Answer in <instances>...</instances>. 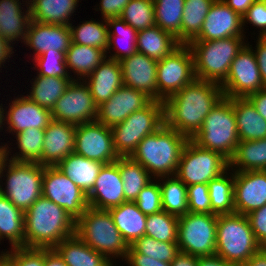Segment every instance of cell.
I'll list each match as a JSON object with an SVG mask.
<instances>
[{"mask_svg": "<svg viewBox=\"0 0 266 266\" xmlns=\"http://www.w3.org/2000/svg\"><path fill=\"white\" fill-rule=\"evenodd\" d=\"M2 106H0V127H1V125L3 124L2 122H3V120H5L4 118V110H3V108H1Z\"/></svg>", "mask_w": 266, "mask_h": 266, "instance_id": "64", "label": "cell"}, {"mask_svg": "<svg viewBox=\"0 0 266 266\" xmlns=\"http://www.w3.org/2000/svg\"><path fill=\"white\" fill-rule=\"evenodd\" d=\"M130 0H101V14L103 19L120 17L123 9Z\"/></svg>", "mask_w": 266, "mask_h": 266, "instance_id": "54", "label": "cell"}, {"mask_svg": "<svg viewBox=\"0 0 266 266\" xmlns=\"http://www.w3.org/2000/svg\"><path fill=\"white\" fill-rule=\"evenodd\" d=\"M108 211L128 246L145 235L147 216L139 210L135 202L126 201Z\"/></svg>", "mask_w": 266, "mask_h": 266, "instance_id": "26", "label": "cell"}, {"mask_svg": "<svg viewBox=\"0 0 266 266\" xmlns=\"http://www.w3.org/2000/svg\"><path fill=\"white\" fill-rule=\"evenodd\" d=\"M86 21L77 28L69 25L72 43L102 49L105 53L109 46V27L107 22Z\"/></svg>", "mask_w": 266, "mask_h": 266, "instance_id": "42", "label": "cell"}, {"mask_svg": "<svg viewBox=\"0 0 266 266\" xmlns=\"http://www.w3.org/2000/svg\"><path fill=\"white\" fill-rule=\"evenodd\" d=\"M198 266H238L219 257L218 255L199 257Z\"/></svg>", "mask_w": 266, "mask_h": 266, "instance_id": "60", "label": "cell"}, {"mask_svg": "<svg viewBox=\"0 0 266 266\" xmlns=\"http://www.w3.org/2000/svg\"><path fill=\"white\" fill-rule=\"evenodd\" d=\"M87 198L90 207L104 210L126 202L118 160L102 166Z\"/></svg>", "mask_w": 266, "mask_h": 266, "instance_id": "21", "label": "cell"}, {"mask_svg": "<svg viewBox=\"0 0 266 266\" xmlns=\"http://www.w3.org/2000/svg\"><path fill=\"white\" fill-rule=\"evenodd\" d=\"M7 147L3 146L0 157V178L8 166L6 190L0 186V193L8 198L17 208L27 211L42 196V178L44 166L34 162H19L8 159ZM9 160V163L6 162ZM9 164V165H6ZM4 169V170H3Z\"/></svg>", "mask_w": 266, "mask_h": 266, "instance_id": "8", "label": "cell"}, {"mask_svg": "<svg viewBox=\"0 0 266 266\" xmlns=\"http://www.w3.org/2000/svg\"><path fill=\"white\" fill-rule=\"evenodd\" d=\"M152 101L146 93L123 85L109 100L98 106L96 121L113 127L122 123L133 112L147 107Z\"/></svg>", "mask_w": 266, "mask_h": 266, "instance_id": "17", "label": "cell"}, {"mask_svg": "<svg viewBox=\"0 0 266 266\" xmlns=\"http://www.w3.org/2000/svg\"><path fill=\"white\" fill-rule=\"evenodd\" d=\"M87 77L86 84L97 106L109 100L124 85L120 62L111 58L104 59Z\"/></svg>", "mask_w": 266, "mask_h": 266, "instance_id": "25", "label": "cell"}, {"mask_svg": "<svg viewBox=\"0 0 266 266\" xmlns=\"http://www.w3.org/2000/svg\"><path fill=\"white\" fill-rule=\"evenodd\" d=\"M242 18L243 24L247 20L261 29L259 37H266V0H256Z\"/></svg>", "mask_w": 266, "mask_h": 266, "instance_id": "53", "label": "cell"}, {"mask_svg": "<svg viewBox=\"0 0 266 266\" xmlns=\"http://www.w3.org/2000/svg\"><path fill=\"white\" fill-rule=\"evenodd\" d=\"M246 216L257 242L262 248H266V205Z\"/></svg>", "mask_w": 266, "mask_h": 266, "instance_id": "52", "label": "cell"}, {"mask_svg": "<svg viewBox=\"0 0 266 266\" xmlns=\"http://www.w3.org/2000/svg\"><path fill=\"white\" fill-rule=\"evenodd\" d=\"M199 257L179 252L171 261V266H198Z\"/></svg>", "mask_w": 266, "mask_h": 266, "instance_id": "59", "label": "cell"}, {"mask_svg": "<svg viewBox=\"0 0 266 266\" xmlns=\"http://www.w3.org/2000/svg\"><path fill=\"white\" fill-rule=\"evenodd\" d=\"M244 38L233 36L213 41H191L190 47L195 76L198 80L222 85L229 73L233 59L246 45Z\"/></svg>", "mask_w": 266, "mask_h": 266, "instance_id": "4", "label": "cell"}, {"mask_svg": "<svg viewBox=\"0 0 266 266\" xmlns=\"http://www.w3.org/2000/svg\"><path fill=\"white\" fill-rule=\"evenodd\" d=\"M251 49L245 45L233 59L227 78L221 85L225 97L247 98L265 89L255 53Z\"/></svg>", "mask_w": 266, "mask_h": 266, "instance_id": "14", "label": "cell"}, {"mask_svg": "<svg viewBox=\"0 0 266 266\" xmlns=\"http://www.w3.org/2000/svg\"><path fill=\"white\" fill-rule=\"evenodd\" d=\"M180 45L181 43L173 35L157 25L137 32V52L156 61L168 56Z\"/></svg>", "mask_w": 266, "mask_h": 266, "instance_id": "30", "label": "cell"}, {"mask_svg": "<svg viewBox=\"0 0 266 266\" xmlns=\"http://www.w3.org/2000/svg\"><path fill=\"white\" fill-rule=\"evenodd\" d=\"M72 78L37 75L27 96L39 106L52 111L56 101L64 94Z\"/></svg>", "mask_w": 266, "mask_h": 266, "instance_id": "35", "label": "cell"}, {"mask_svg": "<svg viewBox=\"0 0 266 266\" xmlns=\"http://www.w3.org/2000/svg\"><path fill=\"white\" fill-rule=\"evenodd\" d=\"M34 59L41 69L38 75L70 78L66 70V53L50 49Z\"/></svg>", "mask_w": 266, "mask_h": 266, "instance_id": "49", "label": "cell"}, {"mask_svg": "<svg viewBox=\"0 0 266 266\" xmlns=\"http://www.w3.org/2000/svg\"><path fill=\"white\" fill-rule=\"evenodd\" d=\"M0 266H8V265L0 258Z\"/></svg>", "mask_w": 266, "mask_h": 266, "instance_id": "65", "label": "cell"}, {"mask_svg": "<svg viewBox=\"0 0 266 266\" xmlns=\"http://www.w3.org/2000/svg\"><path fill=\"white\" fill-rule=\"evenodd\" d=\"M215 0H185L182 16V44L191 42L201 31Z\"/></svg>", "mask_w": 266, "mask_h": 266, "instance_id": "40", "label": "cell"}, {"mask_svg": "<svg viewBox=\"0 0 266 266\" xmlns=\"http://www.w3.org/2000/svg\"><path fill=\"white\" fill-rule=\"evenodd\" d=\"M233 109L240 141L266 138V120L247 98H233Z\"/></svg>", "mask_w": 266, "mask_h": 266, "instance_id": "27", "label": "cell"}, {"mask_svg": "<svg viewBox=\"0 0 266 266\" xmlns=\"http://www.w3.org/2000/svg\"><path fill=\"white\" fill-rule=\"evenodd\" d=\"M228 169L229 160L222 154L201 148L189 139L182 151L175 175L186 186L208 184Z\"/></svg>", "mask_w": 266, "mask_h": 266, "instance_id": "10", "label": "cell"}, {"mask_svg": "<svg viewBox=\"0 0 266 266\" xmlns=\"http://www.w3.org/2000/svg\"><path fill=\"white\" fill-rule=\"evenodd\" d=\"M44 266H67L58 252L52 248H45V265Z\"/></svg>", "mask_w": 266, "mask_h": 266, "instance_id": "61", "label": "cell"}, {"mask_svg": "<svg viewBox=\"0 0 266 266\" xmlns=\"http://www.w3.org/2000/svg\"><path fill=\"white\" fill-rule=\"evenodd\" d=\"M179 252L177 242H159L143 235L129 246L127 254H144L155 260L171 263Z\"/></svg>", "mask_w": 266, "mask_h": 266, "instance_id": "44", "label": "cell"}, {"mask_svg": "<svg viewBox=\"0 0 266 266\" xmlns=\"http://www.w3.org/2000/svg\"><path fill=\"white\" fill-rule=\"evenodd\" d=\"M189 138L163 124L144 137L130 156L150 174L167 177L176 174L182 151Z\"/></svg>", "mask_w": 266, "mask_h": 266, "instance_id": "3", "label": "cell"}, {"mask_svg": "<svg viewBox=\"0 0 266 266\" xmlns=\"http://www.w3.org/2000/svg\"><path fill=\"white\" fill-rule=\"evenodd\" d=\"M196 79L190 47L181 44L168 56L157 61L158 101L164 102Z\"/></svg>", "mask_w": 266, "mask_h": 266, "instance_id": "12", "label": "cell"}, {"mask_svg": "<svg viewBox=\"0 0 266 266\" xmlns=\"http://www.w3.org/2000/svg\"><path fill=\"white\" fill-rule=\"evenodd\" d=\"M222 1L226 3L233 11H235L241 17H243L247 13V10L256 0H222Z\"/></svg>", "mask_w": 266, "mask_h": 266, "instance_id": "58", "label": "cell"}, {"mask_svg": "<svg viewBox=\"0 0 266 266\" xmlns=\"http://www.w3.org/2000/svg\"><path fill=\"white\" fill-rule=\"evenodd\" d=\"M257 50L255 51V56L261 78L266 88V37H258Z\"/></svg>", "mask_w": 266, "mask_h": 266, "instance_id": "56", "label": "cell"}, {"mask_svg": "<svg viewBox=\"0 0 266 266\" xmlns=\"http://www.w3.org/2000/svg\"><path fill=\"white\" fill-rule=\"evenodd\" d=\"M134 202L146 216L162 211V197L159 183L150 182L140 191Z\"/></svg>", "mask_w": 266, "mask_h": 266, "instance_id": "50", "label": "cell"}, {"mask_svg": "<svg viewBox=\"0 0 266 266\" xmlns=\"http://www.w3.org/2000/svg\"><path fill=\"white\" fill-rule=\"evenodd\" d=\"M118 167L123 181L125 201L134 202L140 191L151 182L150 173L131 157H119Z\"/></svg>", "mask_w": 266, "mask_h": 266, "instance_id": "36", "label": "cell"}, {"mask_svg": "<svg viewBox=\"0 0 266 266\" xmlns=\"http://www.w3.org/2000/svg\"><path fill=\"white\" fill-rule=\"evenodd\" d=\"M3 154V146H0V157L2 156Z\"/></svg>", "mask_w": 266, "mask_h": 266, "instance_id": "66", "label": "cell"}, {"mask_svg": "<svg viewBox=\"0 0 266 266\" xmlns=\"http://www.w3.org/2000/svg\"><path fill=\"white\" fill-rule=\"evenodd\" d=\"M103 165L99 161L72 153L56 166L88 195Z\"/></svg>", "mask_w": 266, "mask_h": 266, "instance_id": "29", "label": "cell"}, {"mask_svg": "<svg viewBox=\"0 0 266 266\" xmlns=\"http://www.w3.org/2000/svg\"><path fill=\"white\" fill-rule=\"evenodd\" d=\"M178 217L162 210L147 215L145 235L159 242H177Z\"/></svg>", "mask_w": 266, "mask_h": 266, "instance_id": "43", "label": "cell"}, {"mask_svg": "<svg viewBox=\"0 0 266 266\" xmlns=\"http://www.w3.org/2000/svg\"><path fill=\"white\" fill-rule=\"evenodd\" d=\"M24 247L55 248L75 235L76 221L64 208L41 196L24 212Z\"/></svg>", "mask_w": 266, "mask_h": 266, "instance_id": "2", "label": "cell"}, {"mask_svg": "<svg viewBox=\"0 0 266 266\" xmlns=\"http://www.w3.org/2000/svg\"><path fill=\"white\" fill-rule=\"evenodd\" d=\"M9 132L19 133L26 129H46L52 121L51 111L31 101L27 96L16 98L7 112Z\"/></svg>", "mask_w": 266, "mask_h": 266, "instance_id": "24", "label": "cell"}, {"mask_svg": "<svg viewBox=\"0 0 266 266\" xmlns=\"http://www.w3.org/2000/svg\"><path fill=\"white\" fill-rule=\"evenodd\" d=\"M243 18L222 0H215L203 22L200 33L192 41H213L233 36L243 37Z\"/></svg>", "mask_w": 266, "mask_h": 266, "instance_id": "19", "label": "cell"}, {"mask_svg": "<svg viewBox=\"0 0 266 266\" xmlns=\"http://www.w3.org/2000/svg\"><path fill=\"white\" fill-rule=\"evenodd\" d=\"M256 111L266 120V88L247 97Z\"/></svg>", "mask_w": 266, "mask_h": 266, "instance_id": "57", "label": "cell"}, {"mask_svg": "<svg viewBox=\"0 0 266 266\" xmlns=\"http://www.w3.org/2000/svg\"><path fill=\"white\" fill-rule=\"evenodd\" d=\"M13 250V251H12ZM0 255L8 266H44L45 248L16 247Z\"/></svg>", "mask_w": 266, "mask_h": 266, "instance_id": "48", "label": "cell"}, {"mask_svg": "<svg viewBox=\"0 0 266 266\" xmlns=\"http://www.w3.org/2000/svg\"><path fill=\"white\" fill-rule=\"evenodd\" d=\"M187 193L189 212L211 214V201L207 184L187 186Z\"/></svg>", "mask_w": 266, "mask_h": 266, "instance_id": "51", "label": "cell"}, {"mask_svg": "<svg viewBox=\"0 0 266 266\" xmlns=\"http://www.w3.org/2000/svg\"><path fill=\"white\" fill-rule=\"evenodd\" d=\"M45 129L31 128L16 134L21 154L10 160L38 163L42 158Z\"/></svg>", "mask_w": 266, "mask_h": 266, "instance_id": "45", "label": "cell"}, {"mask_svg": "<svg viewBox=\"0 0 266 266\" xmlns=\"http://www.w3.org/2000/svg\"><path fill=\"white\" fill-rule=\"evenodd\" d=\"M224 172L207 185L211 201V214L225 215L235 213L234 174L229 178Z\"/></svg>", "mask_w": 266, "mask_h": 266, "instance_id": "39", "label": "cell"}, {"mask_svg": "<svg viewBox=\"0 0 266 266\" xmlns=\"http://www.w3.org/2000/svg\"><path fill=\"white\" fill-rule=\"evenodd\" d=\"M236 171L266 170V138L260 140L239 141L229 168ZM238 166V167H237Z\"/></svg>", "mask_w": 266, "mask_h": 266, "instance_id": "34", "label": "cell"}, {"mask_svg": "<svg viewBox=\"0 0 266 266\" xmlns=\"http://www.w3.org/2000/svg\"><path fill=\"white\" fill-rule=\"evenodd\" d=\"M24 42L34 49L35 57H38L50 49L66 53L72 39L69 26L31 20Z\"/></svg>", "mask_w": 266, "mask_h": 266, "instance_id": "23", "label": "cell"}, {"mask_svg": "<svg viewBox=\"0 0 266 266\" xmlns=\"http://www.w3.org/2000/svg\"><path fill=\"white\" fill-rule=\"evenodd\" d=\"M235 213L248 215L266 205V171L234 172Z\"/></svg>", "mask_w": 266, "mask_h": 266, "instance_id": "18", "label": "cell"}, {"mask_svg": "<svg viewBox=\"0 0 266 266\" xmlns=\"http://www.w3.org/2000/svg\"><path fill=\"white\" fill-rule=\"evenodd\" d=\"M160 183L162 208L177 217L189 212L187 186L175 175Z\"/></svg>", "mask_w": 266, "mask_h": 266, "instance_id": "41", "label": "cell"}, {"mask_svg": "<svg viewBox=\"0 0 266 266\" xmlns=\"http://www.w3.org/2000/svg\"><path fill=\"white\" fill-rule=\"evenodd\" d=\"M123 84L126 87L146 93L153 100L158 101L157 91V61L136 52L119 61Z\"/></svg>", "mask_w": 266, "mask_h": 266, "instance_id": "20", "label": "cell"}, {"mask_svg": "<svg viewBox=\"0 0 266 266\" xmlns=\"http://www.w3.org/2000/svg\"><path fill=\"white\" fill-rule=\"evenodd\" d=\"M105 54L102 49L96 47L71 43L66 52L67 68L85 78L106 59Z\"/></svg>", "mask_w": 266, "mask_h": 266, "instance_id": "38", "label": "cell"}, {"mask_svg": "<svg viewBox=\"0 0 266 266\" xmlns=\"http://www.w3.org/2000/svg\"><path fill=\"white\" fill-rule=\"evenodd\" d=\"M19 4V0H0V36L9 42L20 36L25 40L32 20L29 6L26 13H22Z\"/></svg>", "mask_w": 266, "mask_h": 266, "instance_id": "31", "label": "cell"}, {"mask_svg": "<svg viewBox=\"0 0 266 266\" xmlns=\"http://www.w3.org/2000/svg\"><path fill=\"white\" fill-rule=\"evenodd\" d=\"M42 196L64 208L75 221L89 207L87 194L57 166H44Z\"/></svg>", "mask_w": 266, "mask_h": 266, "instance_id": "13", "label": "cell"}, {"mask_svg": "<svg viewBox=\"0 0 266 266\" xmlns=\"http://www.w3.org/2000/svg\"><path fill=\"white\" fill-rule=\"evenodd\" d=\"M107 22V25L109 27H111L110 29H114L115 28V32L110 31L109 29V46H108V50L111 48L112 43L113 47L114 45H116L118 47V43L116 41L115 44V40H116V36H122L123 37L128 38V46H126L125 49H121L120 47H118L121 50H117L116 54L114 53V55L110 56L109 58L111 59H115L117 61L122 60L125 57L131 56L132 54L137 52V48H136V40H137V31L131 27L130 25H128L123 19H121L120 17H115V18H108V19H104V23ZM121 36L119 37L121 39ZM123 41V40H122ZM127 45V44H126ZM123 48V47H122Z\"/></svg>", "mask_w": 266, "mask_h": 266, "instance_id": "47", "label": "cell"}, {"mask_svg": "<svg viewBox=\"0 0 266 266\" xmlns=\"http://www.w3.org/2000/svg\"><path fill=\"white\" fill-rule=\"evenodd\" d=\"M185 0H153L155 24L182 44V16Z\"/></svg>", "mask_w": 266, "mask_h": 266, "instance_id": "37", "label": "cell"}, {"mask_svg": "<svg viewBox=\"0 0 266 266\" xmlns=\"http://www.w3.org/2000/svg\"><path fill=\"white\" fill-rule=\"evenodd\" d=\"M76 125L52 120L45 129L42 166H56L61 160L74 153Z\"/></svg>", "mask_w": 266, "mask_h": 266, "instance_id": "22", "label": "cell"}, {"mask_svg": "<svg viewBox=\"0 0 266 266\" xmlns=\"http://www.w3.org/2000/svg\"><path fill=\"white\" fill-rule=\"evenodd\" d=\"M67 266H109L110 259L85 244L77 235L62 240L55 248Z\"/></svg>", "mask_w": 266, "mask_h": 266, "instance_id": "28", "label": "cell"}, {"mask_svg": "<svg viewBox=\"0 0 266 266\" xmlns=\"http://www.w3.org/2000/svg\"><path fill=\"white\" fill-rule=\"evenodd\" d=\"M120 18L137 32L155 26L153 0H130Z\"/></svg>", "mask_w": 266, "mask_h": 266, "instance_id": "46", "label": "cell"}, {"mask_svg": "<svg viewBox=\"0 0 266 266\" xmlns=\"http://www.w3.org/2000/svg\"><path fill=\"white\" fill-rule=\"evenodd\" d=\"M261 248L246 215H218L216 255L227 262L242 266Z\"/></svg>", "mask_w": 266, "mask_h": 266, "instance_id": "7", "label": "cell"}, {"mask_svg": "<svg viewBox=\"0 0 266 266\" xmlns=\"http://www.w3.org/2000/svg\"><path fill=\"white\" fill-rule=\"evenodd\" d=\"M75 235L108 259L111 255L127 257L129 246L114 224L108 210L89 206L76 220Z\"/></svg>", "mask_w": 266, "mask_h": 266, "instance_id": "6", "label": "cell"}, {"mask_svg": "<svg viewBox=\"0 0 266 266\" xmlns=\"http://www.w3.org/2000/svg\"><path fill=\"white\" fill-rule=\"evenodd\" d=\"M81 83L72 79L51 111L52 120L75 125L96 121L98 106L94 103L86 80L85 85Z\"/></svg>", "mask_w": 266, "mask_h": 266, "instance_id": "15", "label": "cell"}, {"mask_svg": "<svg viewBox=\"0 0 266 266\" xmlns=\"http://www.w3.org/2000/svg\"><path fill=\"white\" fill-rule=\"evenodd\" d=\"M74 153L103 164L118 160L111 127L97 121L76 125Z\"/></svg>", "mask_w": 266, "mask_h": 266, "instance_id": "16", "label": "cell"}, {"mask_svg": "<svg viewBox=\"0 0 266 266\" xmlns=\"http://www.w3.org/2000/svg\"><path fill=\"white\" fill-rule=\"evenodd\" d=\"M11 47V43L0 36V67L3 62L14 53ZM10 54V55H9Z\"/></svg>", "mask_w": 266, "mask_h": 266, "instance_id": "63", "label": "cell"}, {"mask_svg": "<svg viewBox=\"0 0 266 266\" xmlns=\"http://www.w3.org/2000/svg\"><path fill=\"white\" fill-rule=\"evenodd\" d=\"M217 219L215 214L191 212L179 216V251L196 257L216 255Z\"/></svg>", "mask_w": 266, "mask_h": 266, "instance_id": "11", "label": "cell"}, {"mask_svg": "<svg viewBox=\"0 0 266 266\" xmlns=\"http://www.w3.org/2000/svg\"><path fill=\"white\" fill-rule=\"evenodd\" d=\"M24 212L0 193V240L7 238L12 248L24 247Z\"/></svg>", "mask_w": 266, "mask_h": 266, "instance_id": "33", "label": "cell"}, {"mask_svg": "<svg viewBox=\"0 0 266 266\" xmlns=\"http://www.w3.org/2000/svg\"><path fill=\"white\" fill-rule=\"evenodd\" d=\"M191 140L199 147L218 152L230 160L240 141L233 98L223 96L206 116L201 129Z\"/></svg>", "mask_w": 266, "mask_h": 266, "instance_id": "5", "label": "cell"}, {"mask_svg": "<svg viewBox=\"0 0 266 266\" xmlns=\"http://www.w3.org/2000/svg\"><path fill=\"white\" fill-rule=\"evenodd\" d=\"M223 96L221 85L195 79L164 101L165 124L192 139Z\"/></svg>", "mask_w": 266, "mask_h": 266, "instance_id": "1", "label": "cell"}, {"mask_svg": "<svg viewBox=\"0 0 266 266\" xmlns=\"http://www.w3.org/2000/svg\"><path fill=\"white\" fill-rule=\"evenodd\" d=\"M242 266H266V248L253 254Z\"/></svg>", "mask_w": 266, "mask_h": 266, "instance_id": "62", "label": "cell"}, {"mask_svg": "<svg viewBox=\"0 0 266 266\" xmlns=\"http://www.w3.org/2000/svg\"><path fill=\"white\" fill-rule=\"evenodd\" d=\"M125 260H128L130 266H171L169 262L155 260L144 254H127Z\"/></svg>", "mask_w": 266, "mask_h": 266, "instance_id": "55", "label": "cell"}, {"mask_svg": "<svg viewBox=\"0 0 266 266\" xmlns=\"http://www.w3.org/2000/svg\"><path fill=\"white\" fill-rule=\"evenodd\" d=\"M163 124L164 102L153 100L147 107L133 112L122 123L111 127L113 146L119 157H130L140 141Z\"/></svg>", "mask_w": 266, "mask_h": 266, "instance_id": "9", "label": "cell"}, {"mask_svg": "<svg viewBox=\"0 0 266 266\" xmlns=\"http://www.w3.org/2000/svg\"><path fill=\"white\" fill-rule=\"evenodd\" d=\"M31 2V3H29ZM78 0H32L28 1L31 19L44 24L69 26V18Z\"/></svg>", "mask_w": 266, "mask_h": 266, "instance_id": "32", "label": "cell"}]
</instances>
